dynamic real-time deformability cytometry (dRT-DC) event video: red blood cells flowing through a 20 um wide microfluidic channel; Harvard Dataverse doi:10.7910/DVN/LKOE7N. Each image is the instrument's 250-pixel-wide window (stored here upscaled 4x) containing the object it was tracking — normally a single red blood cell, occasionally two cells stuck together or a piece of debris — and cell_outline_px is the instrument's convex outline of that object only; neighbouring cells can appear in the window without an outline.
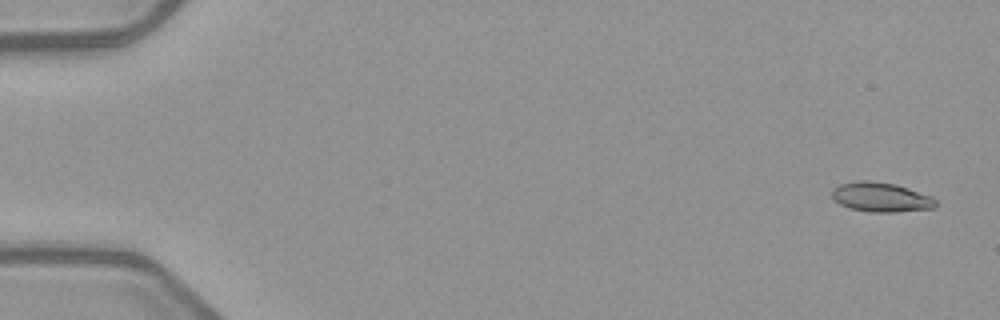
{"species": "common noctule bat (a hibernating species)", "species_latin": "Nyctalus noctula", "temperature_condition": "warm", "stored_images_in_passage": 6, "segment_of_instrument_passage": [1, 2], "camera_frame_rate_fps": 3000, "um_per_image_px": 0.085, "animal": {"sex": "female", "body_mass_g": 21.9}, "frame": {"image": 1, "passage_image": 1, "time_ms": 0.0, "image_size_px": [1000, 320], "cell_outline_px": [[936, 208], [896, 212], [872, 212], [848, 208], [832, 200], [832, 188], [840, 184], [864, 180], [868, 180], [896, 184], [932, 196], [936, 200]], "centroid_in_image_um": [74.88, 16.76], "position_along_channel_um": 10.1, "area_um2": 17.98}}